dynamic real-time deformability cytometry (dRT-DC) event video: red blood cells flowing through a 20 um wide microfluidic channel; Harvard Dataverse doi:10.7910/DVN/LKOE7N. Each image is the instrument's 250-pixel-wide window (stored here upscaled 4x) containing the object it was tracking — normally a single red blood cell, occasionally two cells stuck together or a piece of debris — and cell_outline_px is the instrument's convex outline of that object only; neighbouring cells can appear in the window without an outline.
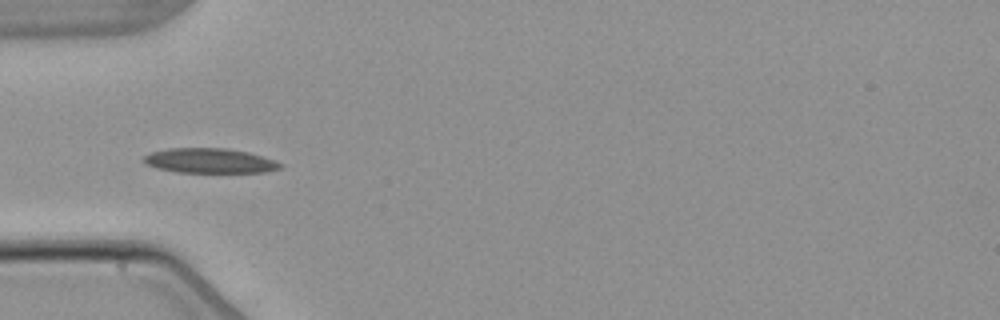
{"species": "common noctule bat (a hibernating species)", "species_latin": "Nyctalus noctula", "temperature_condition": "warm", "stored_images_in_passage": 5, "camera_frame_rate_fps": 3000, "um_per_image_px": 0.085, "animal": {"sex": "male", "body_mass_g": 21.5, "forearm_length_mm": 52.0}, "frame": {"image": 1, "passage_image": 4, "time_ms": 3.667, "image_size_px": [1000, 320], "cell_outline_px": [[284, 168], [264, 172], [176, 172], [156, 168], [144, 164], [140, 160], [144, 156], [152, 152], [168, 148], [228, 148], [248, 152], [284, 164]], "centroid_in_image_um": [17.79, 13.66], "position_along_channel_um": 67.2, "area_um2": 19.83}}
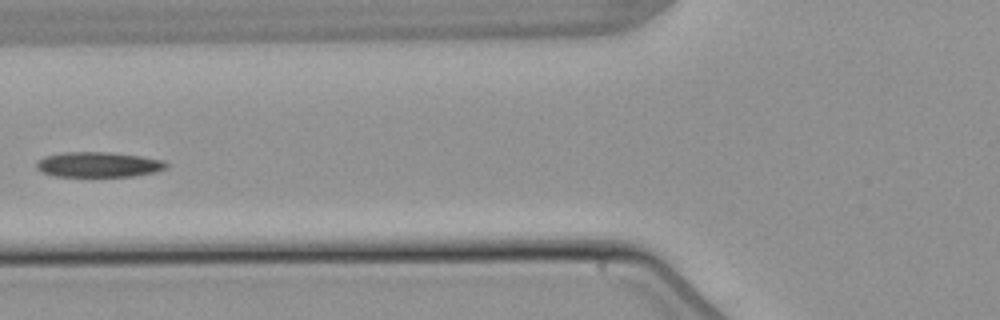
{"frame": {"image": 2, "passage_image": 5, "time_ms": 5.0, "image_size_px": [1000, 320], "cell_outline_px": [[168, 168], [156, 172], [132, 176], [52, 176], [40, 172], [36, 168], [36, 160], [44, 156], [60, 152], [108, 152], [140, 156], [164, 160], [168, 164]], "centroid_in_image_um": [8.33, 13.98], "position_along_channel_um": 117.5, "area_um2": 19.31}}